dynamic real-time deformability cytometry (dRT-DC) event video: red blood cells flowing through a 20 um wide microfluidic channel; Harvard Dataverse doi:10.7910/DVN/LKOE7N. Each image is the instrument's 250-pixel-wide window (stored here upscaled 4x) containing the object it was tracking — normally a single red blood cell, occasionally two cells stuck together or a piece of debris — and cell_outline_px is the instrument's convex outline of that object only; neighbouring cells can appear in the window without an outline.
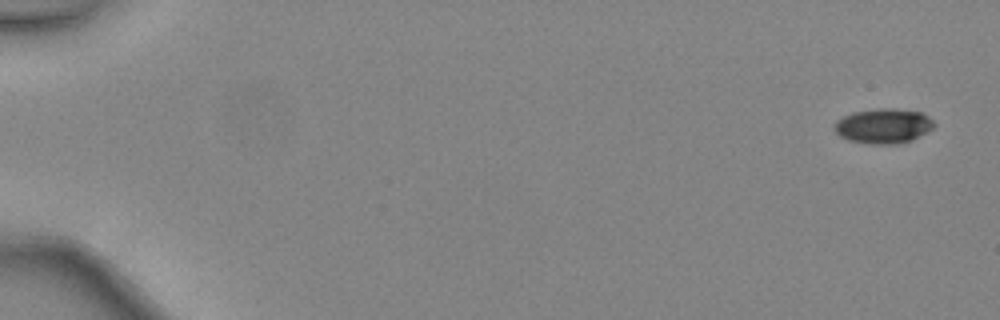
{"species": "common noctule bat (a hibernating species)", "species_latin": "Nyctalus noctula", "temperature_condition": "warm", "stored_images_in_passage": 7, "camera_frame_rate_fps": 3000, "um_per_image_px": 0.085, "animal": {"sex": "female", "body_mass_g": 24.6, "forearm_length_mm": 56.2}, "frame": {"image": 1, "passage_image": 1, "time_ms": 0.0, "image_size_px": [1000, 320], "cell_outline_px": [[936, 124], [932, 128], [912, 140], [896, 144], [868, 144], [848, 140], [840, 136], [832, 128], [832, 124], [836, 120], [852, 112], [880, 108], [896, 108], [920, 112], [928, 116]], "centroid_in_image_um": [75.05, 10.7], "position_along_channel_um": 10.0, "area_um2": 20.4}}